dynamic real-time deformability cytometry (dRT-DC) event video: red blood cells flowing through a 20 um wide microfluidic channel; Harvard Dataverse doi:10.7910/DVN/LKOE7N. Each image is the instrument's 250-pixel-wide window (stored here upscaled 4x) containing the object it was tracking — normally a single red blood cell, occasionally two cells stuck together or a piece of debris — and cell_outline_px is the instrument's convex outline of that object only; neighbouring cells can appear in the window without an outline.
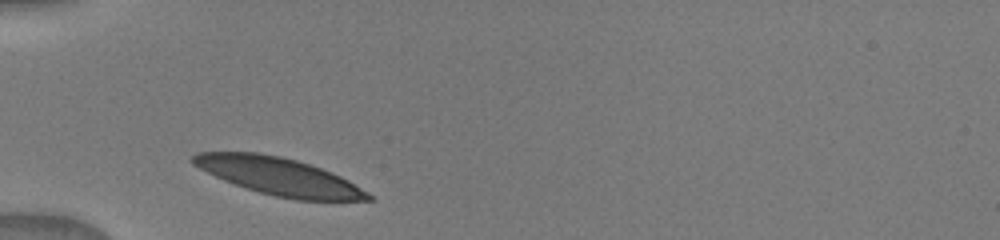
{"species": "human", "species_latin": "Homo sapiens", "temperature_condition": "warm", "stored_images_in_passage": 13, "camera_frame_rate_fps": 3000, "um_per_image_px": 0.085, "donor": {"sex": "male"}, "frame": {"image": 1, "passage_image": 1, "time_ms": 0.0, "image_size_px": [1000, 240], "cell_outline_px": [[372, 200], [296, 200], [276, 196], [260, 192], [224, 180], [192, 164], [188, 160], [196, 152], [260, 152], [280, 156], [296, 160], [320, 168], [340, 176], [348, 180], [368, 192], [372, 196]], "centroid_in_image_um": [23.68, 14.98], "position_along_channel_um": 61.3, "area_um2": 37.8}}
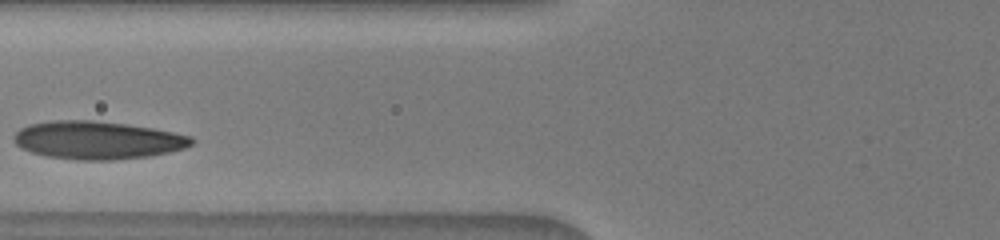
{"frame": {"image": 2, "passage_image": 4, "time_ms": 1.667, "image_size_px": [1000, 240], "cell_outline_px": [[196, 140], [192, 144], [184, 148], [152, 156], [112, 160], [76, 160], [48, 156], [32, 152], [20, 148], [12, 140], [12, 136], [20, 128], [28, 124], [52, 120], [92, 120], [128, 124], [152, 128], [192, 136]], "centroid_in_image_um": [8.27, 11.91], "position_along_channel_um": 117.5, "area_um2": 39.59}}